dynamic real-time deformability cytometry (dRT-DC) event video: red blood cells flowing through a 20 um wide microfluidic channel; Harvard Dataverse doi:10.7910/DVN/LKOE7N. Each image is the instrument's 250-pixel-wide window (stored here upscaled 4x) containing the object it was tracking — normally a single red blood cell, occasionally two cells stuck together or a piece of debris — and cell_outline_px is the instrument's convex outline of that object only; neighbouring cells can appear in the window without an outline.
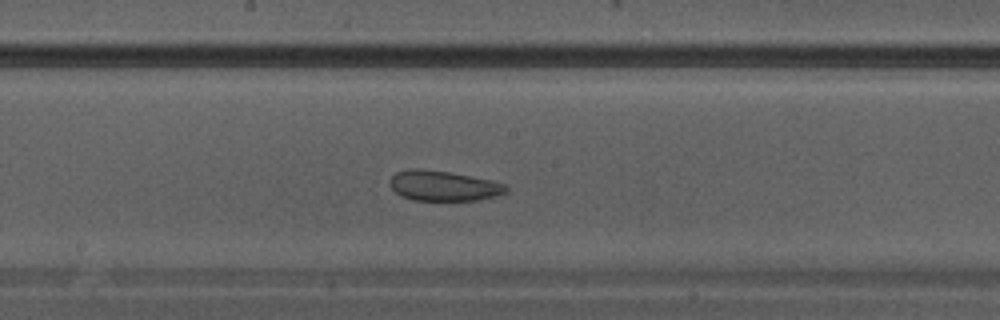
{"species": "Egyptian fruit bat (a non-hibernating species)", "species_latin": "Rousettus aegyptiacus", "temperature_condition": "warm", "stored_images_in_passage": 11, "camera_frame_rate_fps": 3000, "um_per_image_px": 0.085, "animal": {"sex": "male"}, "frame": {"image": 1, "passage_image": 7, "time_ms": 2.0, "image_size_px": [1000, 320], "cell_outline_px": [[508, 192], [476, 200], [412, 200], [400, 196], [388, 184], [388, 180], [396, 172], [408, 168], [420, 168], [448, 172], [492, 180], [504, 184], [508, 188]], "centroid_in_image_um": [37.63, 15.78], "position_along_channel_um": 210.6, "area_um2": 20.46}}
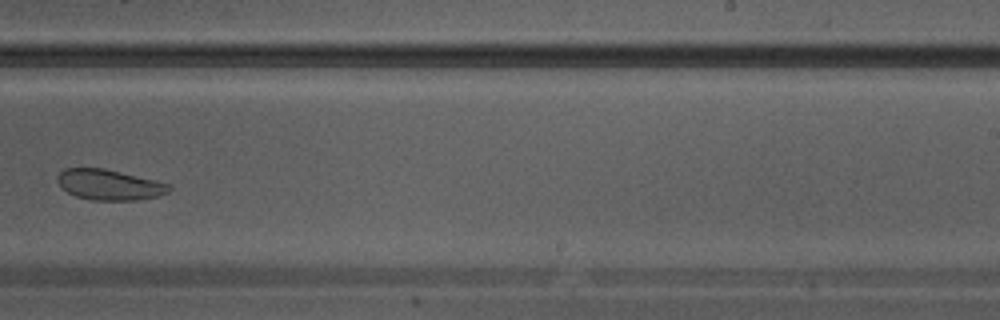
{"frame": {"image": 2, "passage_image": 10, "time_ms": 3.0, "image_size_px": [1000, 320], "cell_outline_px": [[172, 188], [168, 192], [156, 196], [136, 200], [92, 200], [76, 196], [60, 188], [56, 180], [56, 176], [64, 168], [104, 168], [168, 184]], "centroid_in_image_um": [9.21, 15.7], "position_along_channel_um": 279.8, "area_um2": 19.65}}